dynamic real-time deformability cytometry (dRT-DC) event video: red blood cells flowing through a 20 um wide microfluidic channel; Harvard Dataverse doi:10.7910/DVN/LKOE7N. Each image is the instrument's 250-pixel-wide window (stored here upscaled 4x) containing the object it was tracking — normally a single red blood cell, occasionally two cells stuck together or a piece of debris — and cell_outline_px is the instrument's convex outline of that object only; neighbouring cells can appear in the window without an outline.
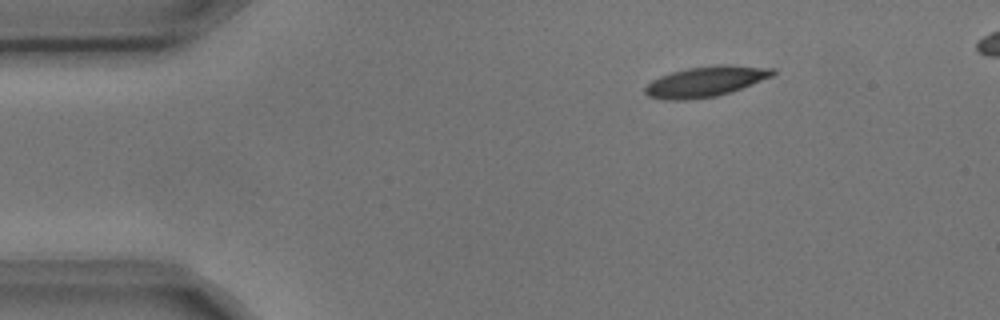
{"species": "common noctule bat (a hibernating species)", "species_latin": "Nyctalus noctula", "temperature_condition": "cold", "stored_images_in_passage": 4, "camera_frame_rate_fps": 3000, "um_per_image_px": 0.085, "animal": {"sex": "male", "body_mass_g": 17.9, "forearm_length_mm": 54.2}, "frame": {"image": 1, "passage_image": 1, "time_ms": 0.0, "image_size_px": [1000, 320], "cell_outline_px": [[776, 72], [772, 76], [752, 84], [716, 96], [684, 100], [664, 100], [648, 96], [644, 92], [644, 88], [652, 80], [660, 76], [672, 72], [688, 68], [716, 64], [728, 64], [776, 68]], "centroid_in_image_um": [59.98, 6.91], "position_along_channel_um": 25.0, "area_um2": 22.6}}